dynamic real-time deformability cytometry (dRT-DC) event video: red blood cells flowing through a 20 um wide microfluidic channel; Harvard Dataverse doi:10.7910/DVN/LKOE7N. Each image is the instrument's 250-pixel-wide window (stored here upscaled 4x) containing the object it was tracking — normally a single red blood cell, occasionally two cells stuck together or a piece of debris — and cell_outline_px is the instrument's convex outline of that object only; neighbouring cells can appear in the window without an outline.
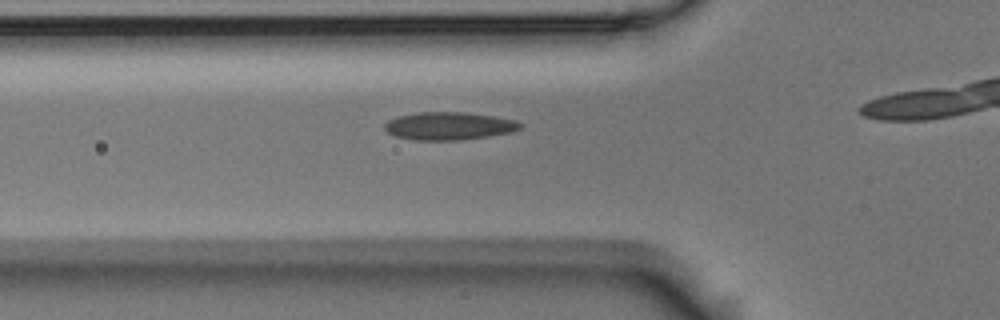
{"species": "Egyptian fruit bat (a non-hibernating species)", "species_latin": "Rousettus aegyptiacus", "temperature_condition": "room temperature", "stored_images_in_passage": 38, "camera_frame_rate_fps": 3000, "um_per_image_px": 0.085, "animal": {"sex": "male"}, "frame": {"image": 1, "passage_image": 13, "time_ms": 4.0, "image_size_px": [1000, 320], "cell_outline_px": [[524, 124], [520, 128], [512, 132], [488, 136], [460, 140], [416, 140], [396, 136], [388, 132], [384, 128], [384, 124], [388, 120], [396, 116], [420, 112], [464, 112], [492, 116], [516, 120]], "centroid_in_image_um": [38.16, 10.7], "position_along_channel_um": 87.6, "area_um2": 21.96}}
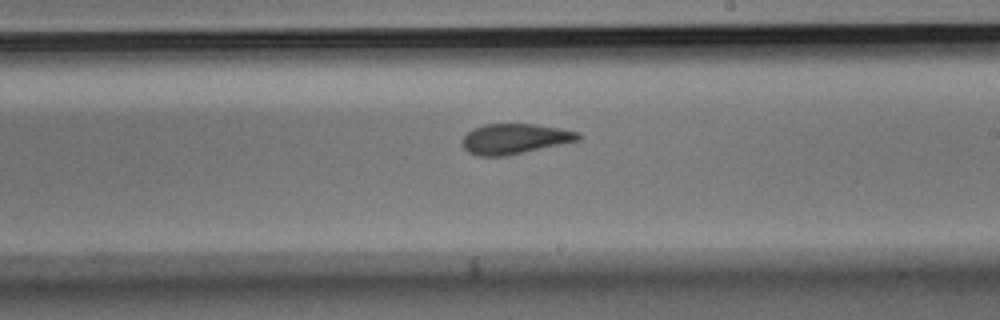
{"frame": {"image": 2, "passage_image": 26, "time_ms": 8.333, "image_size_px": [1000, 320], "cell_outline_px": [[580, 140], [504, 156], [480, 156], [468, 152], [464, 148], [464, 136], [472, 128], [484, 124], [536, 124], [560, 128], [580, 132]], "centroid_in_image_um": [43.76, 11.78], "position_along_channel_um": 245.2, "area_um2": 20.23}}
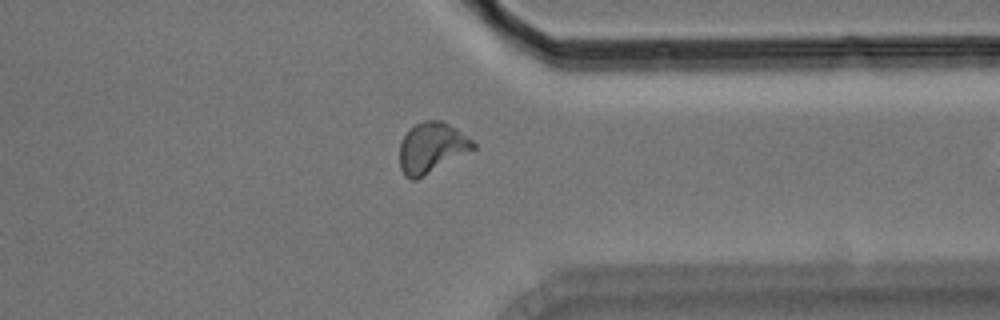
{"frame": {"image": 3, "passage_image": 37, "time_ms": 12.0, "image_size_px": [1000, 320], "cell_outline_px": [[476, 148], [416, 180], [412, 180], [404, 176], [400, 168], [400, 144], [404, 136], [416, 124], [424, 120], [444, 120], [456, 128], [472, 140], [476, 144]], "centroid_in_image_um": [36.69, 12.56], "position_along_channel_um": 374.7, "area_um2": 21.5}}